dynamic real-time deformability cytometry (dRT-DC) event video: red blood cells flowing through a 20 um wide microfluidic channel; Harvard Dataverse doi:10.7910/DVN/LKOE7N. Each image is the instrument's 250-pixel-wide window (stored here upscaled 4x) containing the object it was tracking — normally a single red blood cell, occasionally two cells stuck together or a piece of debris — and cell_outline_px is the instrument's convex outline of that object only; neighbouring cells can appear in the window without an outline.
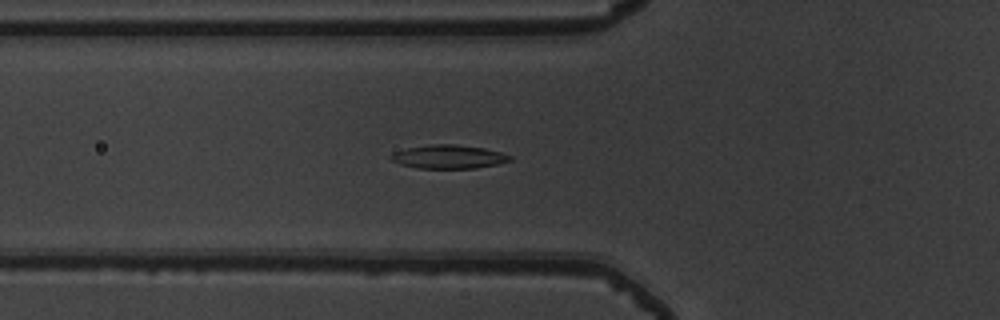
{"species": "common noctule bat (a hibernating species)", "species_latin": "Nyctalus noctula", "temperature_condition": "warm", "stored_images_in_passage": 38, "camera_frame_rate_fps": 3000, "um_per_image_px": 0.085, "animal": {"sex": "male", "body_mass_g": 19.5, "forearm_length_mm": 54.6}, "frame": {"image": 1, "passage_image": 10, "time_ms": 3.0, "image_size_px": [1000, 320], "cell_outline_px": [[512, 160], [496, 164], [476, 168], [416, 168], [400, 164], [392, 160], [388, 156], [392, 152], [408, 148], [432, 144], [452, 144], [484, 148], [500, 152], [512, 156]], "centroid_in_image_um": [38.1, 13.32], "position_along_channel_um": 87.7, "area_um2": 16.3}}
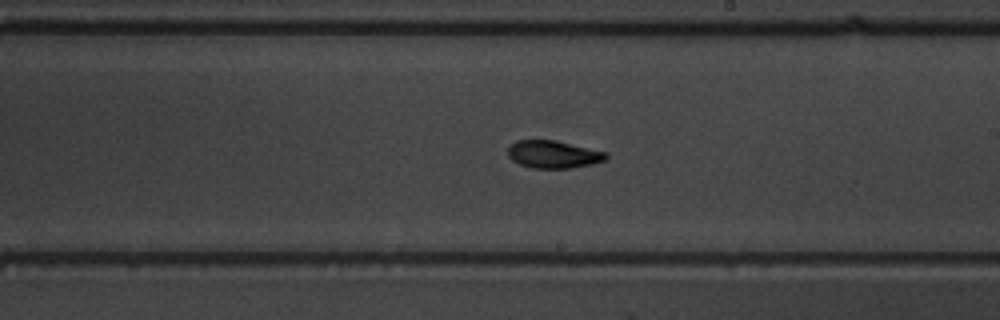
{"frame": {"image": 2, "passage_image": 22, "time_ms": 7.0, "image_size_px": [1000, 320], "cell_outline_px": [[608, 156], [604, 160], [592, 164], [568, 168], [532, 168], [520, 164], [512, 160], [508, 156], [508, 148], [516, 140], [556, 140], [608, 152]], "centroid_in_image_um": [47.04, 13.11], "position_along_channel_um": 242.0, "area_um2": 15.78}}
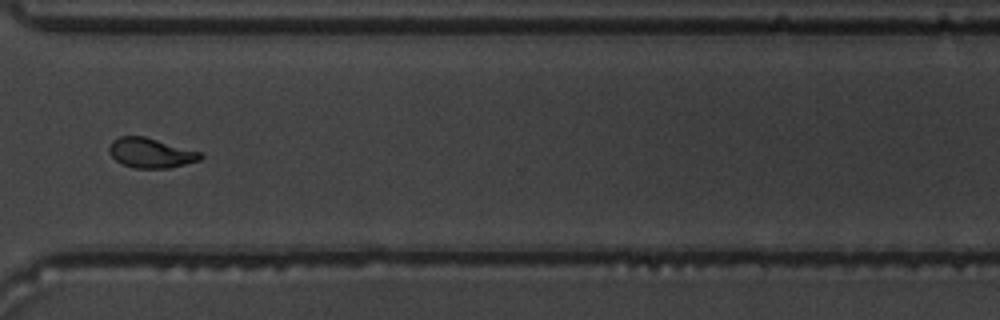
{"frame": {"image": 3, "passage_image": 31, "time_ms": 10.0, "image_size_px": [1000, 320], "cell_outline_px": [[204, 156], [200, 160], [168, 168], [136, 168], [120, 164], [108, 152], [108, 148], [112, 140], [120, 136], [144, 136], [200, 152]], "centroid_in_image_um": [12.77, 13.0], "position_along_channel_um": 357.8, "area_um2": 15.78}, "authors_computed_cell_mechanics": {"area_um2": 16.1262, "velocity_mm_per_s": 3.8571, "shape_relaxation_time_tau1_ms": 5.0984, "shape_relaxation_time_tau2_ms": 2.4042, "deformation_change_tau1": 0.2224, "deformation_change_tau2": 0.0907}}